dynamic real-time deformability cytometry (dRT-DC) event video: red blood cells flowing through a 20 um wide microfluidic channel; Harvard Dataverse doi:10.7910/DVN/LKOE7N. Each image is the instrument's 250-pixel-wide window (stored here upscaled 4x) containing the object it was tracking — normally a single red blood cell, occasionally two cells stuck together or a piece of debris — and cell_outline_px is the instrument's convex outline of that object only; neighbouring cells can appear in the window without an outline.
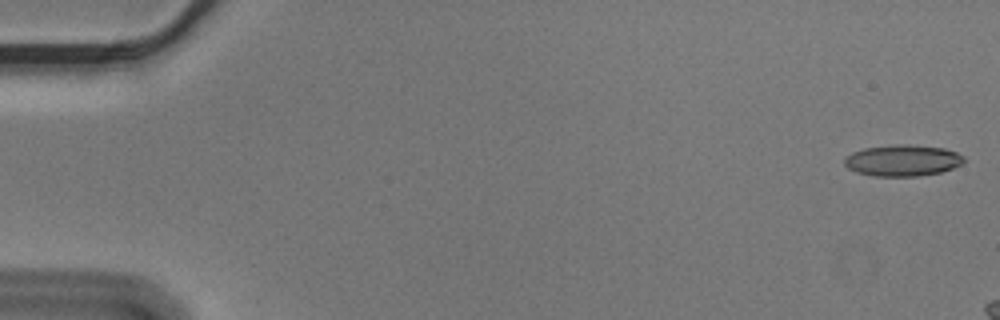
{"species": "Egyptian fruit bat (a non-hibernating species)", "species_latin": "Rousettus aegyptiacus", "temperature_condition": "cold", "stored_images_in_passage": 9, "camera_frame_rate_fps": 3000, "um_per_image_px": 0.085, "animal": {"sex": "male"}, "frame": {"image": 1, "passage_image": 1, "time_ms": 0.0, "image_size_px": [1000, 320], "cell_outline_px": [[964, 160], [960, 164], [952, 168], [940, 172], [916, 176], [876, 176], [856, 172], [848, 168], [844, 164], [844, 160], [852, 152], [864, 148], [892, 144], [908, 144], [944, 148], [956, 152], [964, 156]], "centroid_in_image_um": [76.71, 13.63], "position_along_channel_um": 8.3, "area_um2": 21.73}}